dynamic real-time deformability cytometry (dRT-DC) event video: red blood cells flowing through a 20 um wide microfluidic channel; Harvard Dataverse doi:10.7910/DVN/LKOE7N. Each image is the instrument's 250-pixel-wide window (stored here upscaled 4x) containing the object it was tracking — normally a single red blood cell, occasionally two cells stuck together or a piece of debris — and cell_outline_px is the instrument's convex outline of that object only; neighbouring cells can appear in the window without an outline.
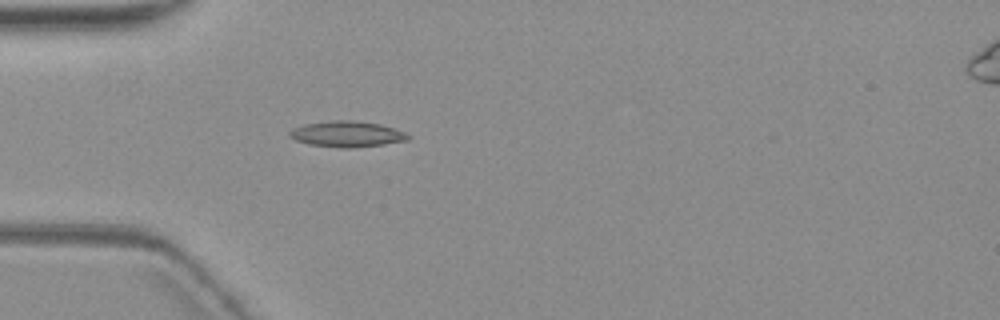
{"species": "common noctule bat (a hibernating species)", "species_latin": "Nyctalus noctula", "temperature_condition": "warm", "stored_images_in_passage": 3, "camera_frame_rate_fps": 3000, "um_per_image_px": 0.085, "animal": {"sex": "female", "body_mass_g": 19.3, "forearm_length_mm": 54.1}, "frame": {"image": 1, "passage_image": 3, "time_ms": 2.333, "image_size_px": [1000, 320], "cell_outline_px": [[412, 136], [408, 140], [384, 144], [352, 148], [340, 148], [308, 144], [296, 140], [288, 136], [288, 132], [292, 128], [304, 124], [332, 120], [352, 120], [380, 124], [396, 128]], "centroid_in_image_um": [29.49, 11.39], "position_along_channel_um": 55.5, "area_um2": 18.03}}